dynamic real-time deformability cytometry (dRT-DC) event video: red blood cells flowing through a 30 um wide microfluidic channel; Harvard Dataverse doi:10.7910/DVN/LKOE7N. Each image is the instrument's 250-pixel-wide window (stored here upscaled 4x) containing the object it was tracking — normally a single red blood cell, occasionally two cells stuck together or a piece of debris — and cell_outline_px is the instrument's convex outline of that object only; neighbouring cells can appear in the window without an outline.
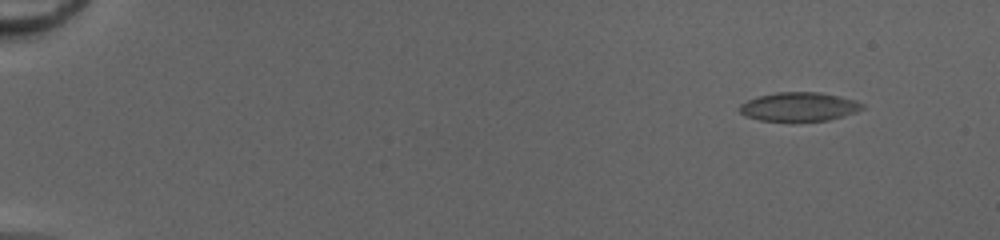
{"species": "common noctule bat (a hibernating species)", "species_latin": "Nyctalus noctula", "temperature_condition": "cold", "stored_images_in_passage": 52, "camera_frame_rate_fps": 3000, "um_per_image_px": 0.085, "animal": {"sex": "female", "body_mass_g": 20.0, "forearm_length_mm": 54.0}, "frame": {"image": 1, "passage_image": 6, "time_ms": 1.667, "image_size_px": [1000, 240], "cell_outline_px": [[864, 108], [840, 116], [824, 120], [764, 120], [748, 116], [740, 112], [740, 104], [748, 100], [760, 96], [780, 92], [816, 92], [836, 96], [852, 100], [864, 104]], "centroid_in_image_um": [67.89, 9.06], "position_along_channel_um": 17.1, "area_um2": 19.65}}
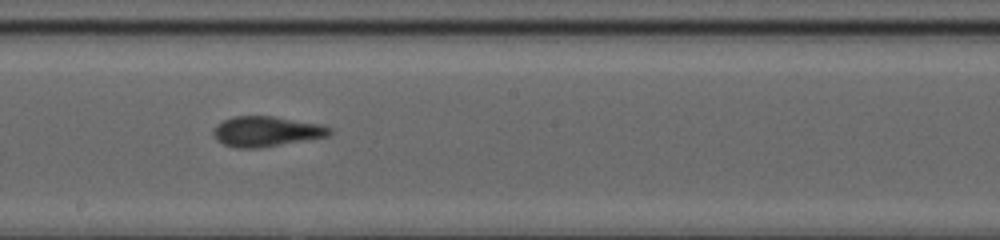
{"frame": {"image": 2, "passage_image": 32, "time_ms": 10.333, "image_size_px": [1000, 240], "cell_outline_px": [[332, 132], [328, 136], [256, 148], [236, 148], [224, 144], [216, 136], [216, 128], [224, 120], [232, 116], [272, 116], [320, 124], [332, 128]], "centroid_in_image_um": [22.69, 11.16], "position_along_channel_um": 225.5, "area_um2": 19.83}}
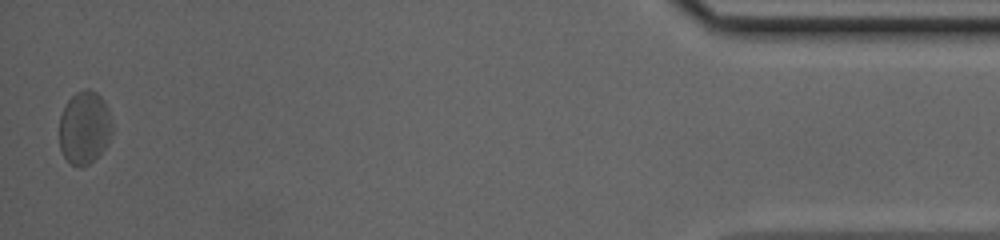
{"frame": {"image": 3, "passage_image": 52, "time_ms": 17.0, "image_size_px": [1000, 240], "cell_outline_px": [[108, 108], [104, 148], [88, 164], [80, 168], [72, 164], [64, 156], [60, 148], [60, 116], [68, 100], [76, 92], [84, 88], [88, 88], [96, 92], [104, 100]], "centroid_in_image_um": [7.08, 10.81], "position_along_channel_um": 428.1, "area_um2": 21.27}, "authors_computed_cell_mechanics": {"area_um2": 19.5942, "velocity_mm_per_s": 4.1617, "shape_relaxation_time_tau1_ms": 3.4538, "shape_relaxation_time_tau2_ms": 1.8618, "deformation_change_tau1": 0.1361, "deformation_change_tau2": 0.1081}}